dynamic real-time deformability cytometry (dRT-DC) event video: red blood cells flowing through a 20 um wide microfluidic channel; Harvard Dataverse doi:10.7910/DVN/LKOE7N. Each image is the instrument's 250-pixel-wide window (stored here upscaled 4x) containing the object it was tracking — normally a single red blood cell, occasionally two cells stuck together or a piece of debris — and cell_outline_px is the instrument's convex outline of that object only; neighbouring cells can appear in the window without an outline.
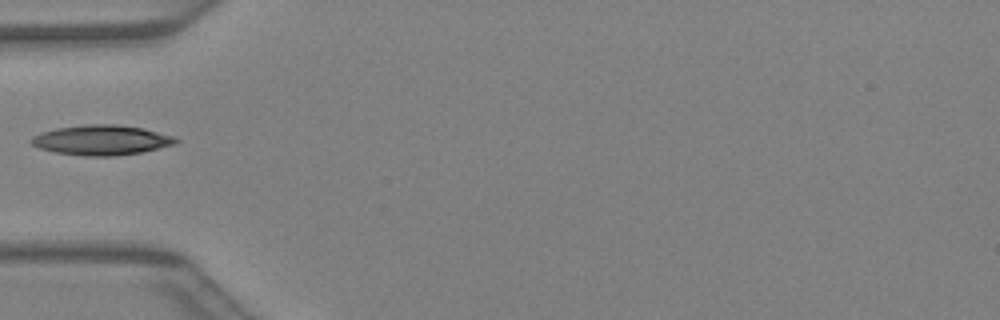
{"species": "Egyptian fruit bat (a non-hibernating species)", "species_latin": "Rousettus aegyptiacus", "temperature_condition": "warm", "stored_images_in_passage": 8, "camera_frame_rate_fps": 3000, "um_per_image_px": 0.085, "animal": {"sex": "female"}, "frame": {"image": 1, "passage_image": 1, "time_ms": 0.0, "image_size_px": [1000, 320], "cell_outline_px": [[180, 140], [176, 144], [140, 152], [116, 156], [84, 156], [56, 152], [40, 148], [32, 144], [32, 136], [40, 132], [56, 128], [88, 124], [116, 124], [144, 128], [172, 136]], "centroid_in_image_um": [8.63, 11.9], "position_along_channel_um": 76.4, "area_um2": 25.14}}
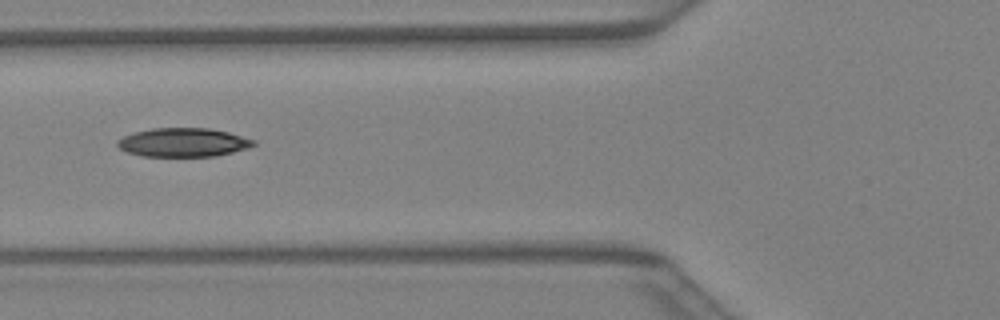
{"frame": {"image": 2, "passage_image": 3, "time_ms": 0.667, "image_size_px": [1000, 320], "cell_outline_px": [[256, 144], [248, 148], [216, 156], [144, 156], [128, 152], [120, 148], [116, 144], [116, 140], [124, 136], [136, 132], [152, 128], [208, 128], [228, 132], [256, 140]], "centroid_in_image_um": [15.59, 12.1], "position_along_channel_um": 110.2, "area_um2": 22.72}}
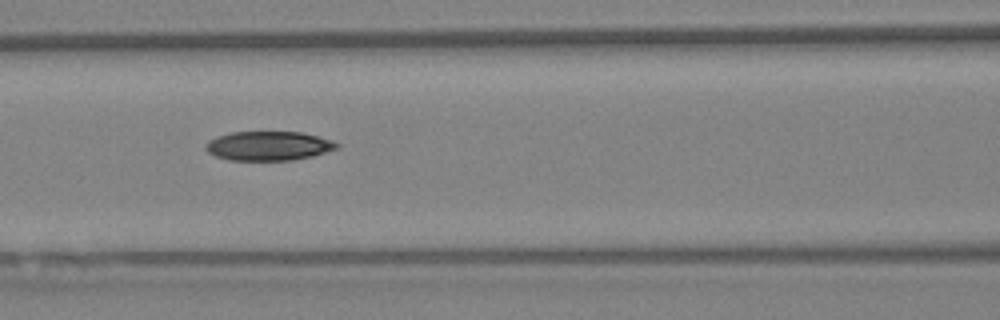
{"frame": {"image": 3, "passage_image": 5, "time_ms": 1.333, "image_size_px": [1000, 320], "cell_outline_px": [[340, 144], [336, 148], [312, 156], [292, 160], [228, 160], [216, 156], [208, 152], [204, 148], [204, 144], [208, 140], [216, 136], [232, 132], [300, 132], [332, 140]], "centroid_in_image_um": [22.76, 12.4], "position_along_channel_um": 143.8, "area_um2": 22.25}}